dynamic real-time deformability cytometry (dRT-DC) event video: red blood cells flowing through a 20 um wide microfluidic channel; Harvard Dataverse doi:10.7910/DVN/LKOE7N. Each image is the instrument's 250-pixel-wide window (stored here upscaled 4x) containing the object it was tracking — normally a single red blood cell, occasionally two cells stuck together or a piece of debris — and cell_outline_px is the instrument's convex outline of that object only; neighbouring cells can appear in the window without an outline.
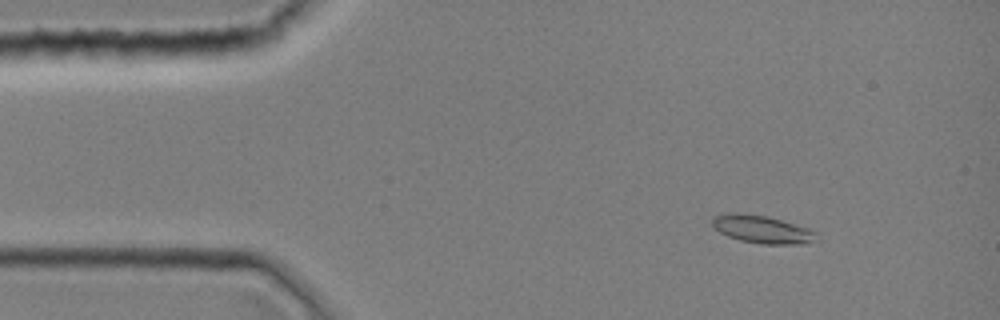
{"species": "common noctule bat (a hibernating species)", "species_latin": "Nyctalus noctula", "temperature_condition": "room temperature", "stored_images_in_passage": 1, "camera_frame_rate_fps": 3000, "um_per_image_px": 0.085, "animal": {"sex": "female", "body_mass_g": 19.0, "forearm_length_mm": 51.5}, "frame": {"image": 1, "passage_image": 1, "time_ms": 0.0, "image_size_px": [1000, 320], "cell_outline_px": [[816, 232], [812, 240], [800, 244], [760, 244], [740, 240], [728, 236], [720, 232], [712, 224], [712, 216], [724, 212], [740, 212], [768, 216], [812, 228]], "centroid_in_image_um": [64.73, 19.46], "position_along_channel_um": 20.3, "area_um2": 17.05}}